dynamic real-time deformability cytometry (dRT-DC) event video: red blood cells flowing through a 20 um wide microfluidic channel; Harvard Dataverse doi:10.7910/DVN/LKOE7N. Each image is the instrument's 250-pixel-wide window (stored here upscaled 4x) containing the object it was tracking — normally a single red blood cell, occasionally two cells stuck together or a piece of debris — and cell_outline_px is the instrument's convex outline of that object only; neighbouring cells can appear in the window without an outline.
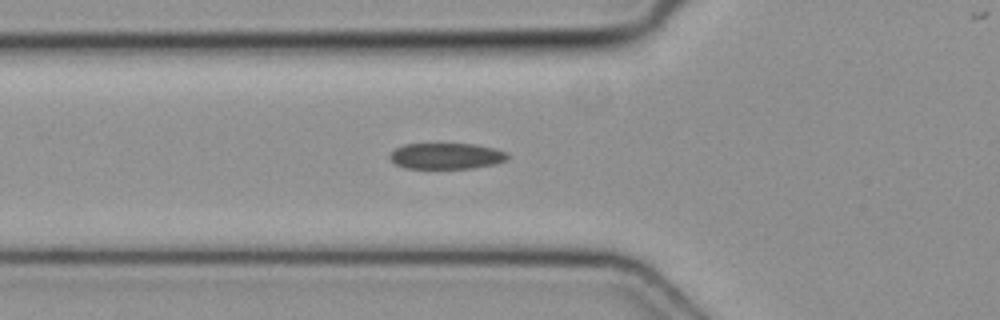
{"species": "common noctule bat (a hibernating species)", "species_latin": "Nyctalus noctula", "temperature_condition": "cold", "stored_images_in_passage": 38, "camera_frame_rate_fps": 3000, "um_per_image_px": 0.085, "animal": {"sex": "female", "body_mass_g": 19.3, "forearm_length_mm": 54.1}, "frame": {"image": 1, "passage_image": 7, "time_ms": 2.0, "image_size_px": [1000, 320], "cell_outline_px": [[508, 160], [496, 164], [472, 168], [404, 168], [396, 164], [388, 156], [396, 148], [404, 144], [476, 144], [492, 148], [504, 152], [508, 156]], "centroid_in_image_um": [37.93, 13.26], "position_along_channel_um": 87.9, "area_um2": 17.74}}
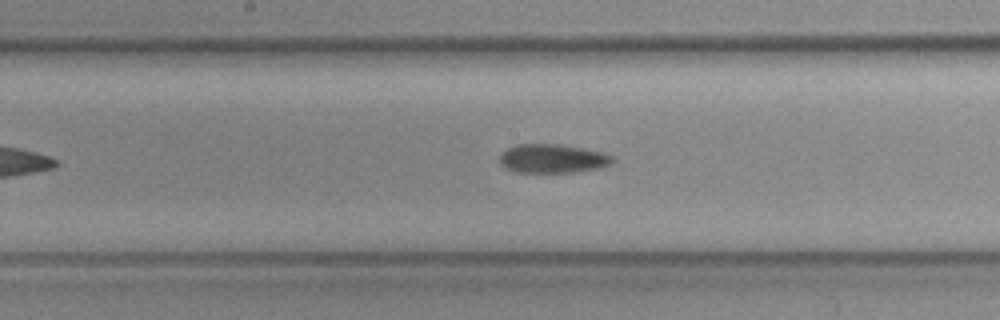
{"frame": {"image": 2, "passage_image": 15, "time_ms": 4.667, "image_size_px": [1000, 320], "cell_outline_px": [[616, 160], [608, 164], [596, 168], [572, 172], [520, 172], [508, 168], [500, 164], [500, 156], [508, 148], [516, 144], [560, 144], [604, 152], [612, 156]], "centroid_in_image_um": [46.98, 13.46], "position_along_channel_um": 201.2, "area_um2": 18.67}}
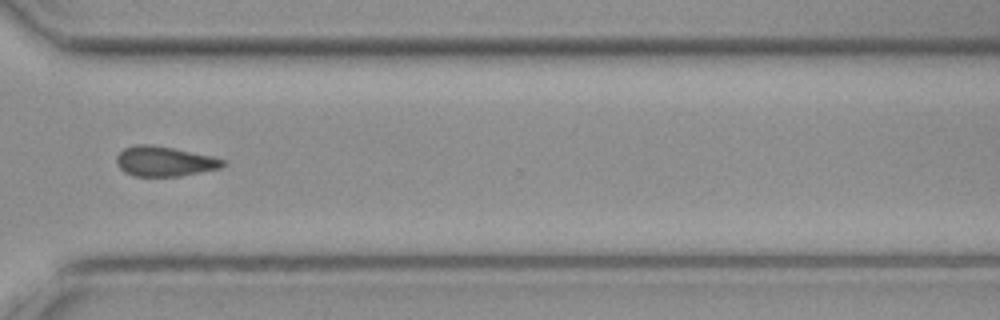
{"frame": {"image": 3, "passage_image": 26, "time_ms": 8.333, "image_size_px": [1000, 320], "cell_outline_px": [[228, 164], [220, 168], [180, 176], [136, 176], [124, 172], [120, 168], [116, 160], [116, 156], [124, 148], [136, 144], [148, 144], [172, 148], [212, 156], [224, 160]], "centroid_in_image_um": [13.98, 13.71], "position_along_channel_um": 356.6, "area_um2": 18.44}}